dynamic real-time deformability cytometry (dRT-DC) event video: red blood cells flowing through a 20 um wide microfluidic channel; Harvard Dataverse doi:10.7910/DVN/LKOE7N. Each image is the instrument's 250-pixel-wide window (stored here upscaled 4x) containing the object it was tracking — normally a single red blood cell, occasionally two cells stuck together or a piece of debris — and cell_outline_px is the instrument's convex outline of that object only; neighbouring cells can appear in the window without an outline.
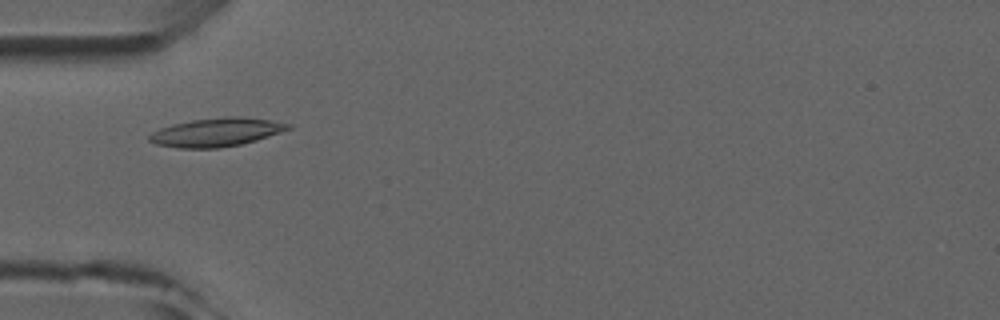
{"species": "common noctule bat (a hibernating species)", "species_latin": "Nyctalus noctula", "temperature_condition": "room temperature", "stored_images_in_passage": 6, "camera_frame_rate_fps": 3000, "um_per_image_px": 0.085, "animal": {"sex": "male", "forearm_length_mm": 52.5}, "frame": {"image": 1, "passage_image": 5, "time_ms": 5.667, "image_size_px": [1000, 320], "cell_outline_px": [[292, 128], [256, 140], [240, 144], [220, 148], [176, 148], [156, 144], [148, 140], [148, 136], [152, 132], [160, 128], [172, 124], [192, 120], [224, 116], [240, 116], [268, 120], [292, 124]], "centroid_in_image_um": [18.36, 11.24], "position_along_channel_um": 66.6, "area_um2": 23.06}}
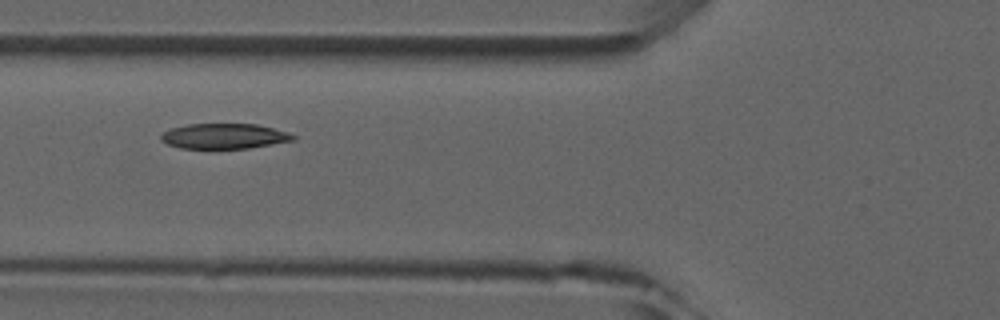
{"frame": {"image": 2, "passage_image": 6, "time_ms": 6.667, "image_size_px": [1000, 320], "cell_outline_px": [[296, 140], [248, 148], [180, 148], [168, 144], [160, 140], [160, 136], [164, 132], [172, 128], [188, 124], [256, 124], [288, 132], [296, 136]], "centroid_in_image_um": [19.07, 11.57], "position_along_channel_um": 106.7, "area_um2": 19.31}}